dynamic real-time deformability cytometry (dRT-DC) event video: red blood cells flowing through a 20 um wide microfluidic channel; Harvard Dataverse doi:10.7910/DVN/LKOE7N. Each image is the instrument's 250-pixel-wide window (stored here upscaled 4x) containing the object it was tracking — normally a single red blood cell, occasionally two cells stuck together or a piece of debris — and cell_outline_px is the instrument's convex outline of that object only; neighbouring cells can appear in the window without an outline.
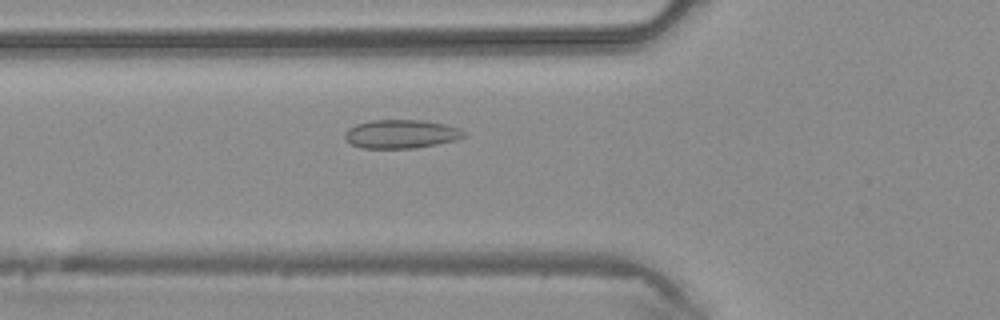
{"species": "common noctule bat (a hibernating species)", "species_latin": "Nyctalus noctula", "temperature_condition": "warm", "stored_images_in_passage": 34, "camera_frame_rate_fps": 3000, "um_per_image_px": 0.085, "animal": {"sex": "male", "body_mass_g": 20.4}, "frame": {"image": 1, "passage_image": 7, "time_ms": 2.0, "image_size_px": [1000, 320], "cell_outline_px": [[464, 136], [456, 140], [416, 148], [360, 148], [344, 140], [344, 132], [348, 128], [356, 124], [372, 120], [424, 120], [444, 124], [460, 128], [464, 132]], "centroid_in_image_um": [34.05, 11.39], "position_along_channel_um": 91.7, "area_um2": 19.94}}
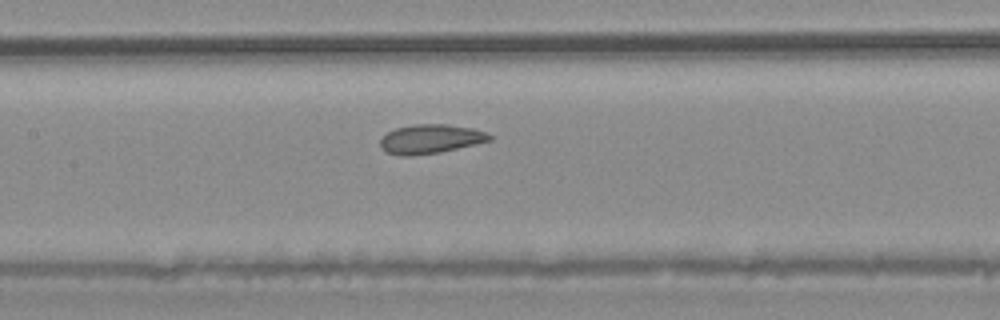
{"frame": {"image": 2, "passage_image": 12, "time_ms": 3.667, "image_size_px": [1000, 320], "cell_outline_px": [[492, 140], [476, 144], [440, 152], [408, 156], [400, 156], [388, 152], [380, 148], [380, 140], [388, 132], [396, 128], [412, 124], [448, 124], [472, 128], [484, 132], [492, 136]], "centroid_in_image_um": [36.58, 11.81], "position_along_channel_um": 170.8, "area_um2": 18.5}}
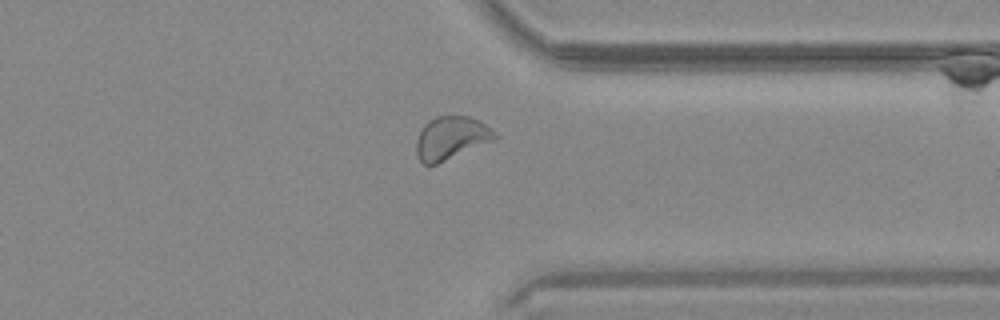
{"frame": {"image": 3, "passage_image": 25, "time_ms": 8.0, "image_size_px": [1000, 320], "cell_outline_px": [[500, 136], [496, 140], [436, 164], [424, 164], [416, 156], [416, 140], [424, 124], [428, 120], [436, 116], [468, 116], [484, 124], [496, 132]], "centroid_in_image_um": [38.35, 11.73], "position_along_channel_um": 373.1, "area_um2": 19.71}}